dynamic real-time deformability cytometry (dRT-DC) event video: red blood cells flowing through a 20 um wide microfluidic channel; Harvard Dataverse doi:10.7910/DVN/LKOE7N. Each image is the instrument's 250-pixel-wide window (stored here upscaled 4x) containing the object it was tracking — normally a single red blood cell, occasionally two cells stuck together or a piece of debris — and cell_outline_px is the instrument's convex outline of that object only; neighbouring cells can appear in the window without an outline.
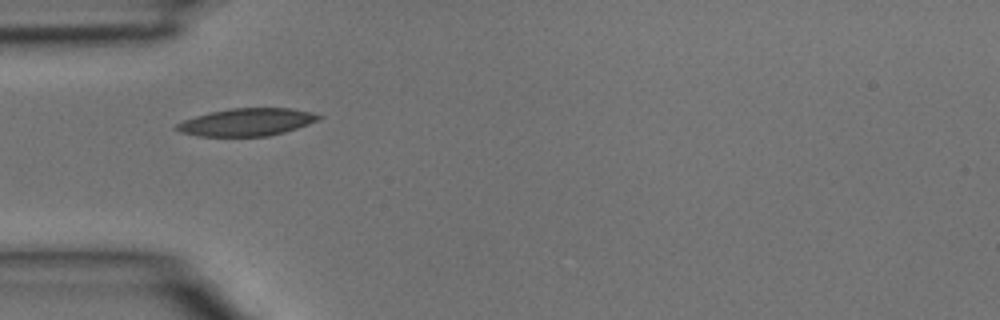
{"species": "common noctule bat (a hibernating species)", "species_latin": "Nyctalus noctula", "temperature_condition": "room temperature", "stored_images_in_passage": 3, "camera_frame_rate_fps": 3000, "um_per_image_px": 0.085, "animal": {"sex": "male", "body_mass_g": 15.6}, "frame": {"image": 1, "passage_image": 3, "time_ms": 0.667, "image_size_px": [1000, 320], "cell_outline_px": [[324, 116], [308, 124], [284, 132], [268, 136], [196, 136], [180, 132], [172, 128], [176, 124], [184, 120], [196, 116], [212, 112], [232, 108], [292, 108], [312, 112]], "centroid_in_image_um": [20.96, 10.38], "position_along_channel_um": 64.0, "area_um2": 22.72}}